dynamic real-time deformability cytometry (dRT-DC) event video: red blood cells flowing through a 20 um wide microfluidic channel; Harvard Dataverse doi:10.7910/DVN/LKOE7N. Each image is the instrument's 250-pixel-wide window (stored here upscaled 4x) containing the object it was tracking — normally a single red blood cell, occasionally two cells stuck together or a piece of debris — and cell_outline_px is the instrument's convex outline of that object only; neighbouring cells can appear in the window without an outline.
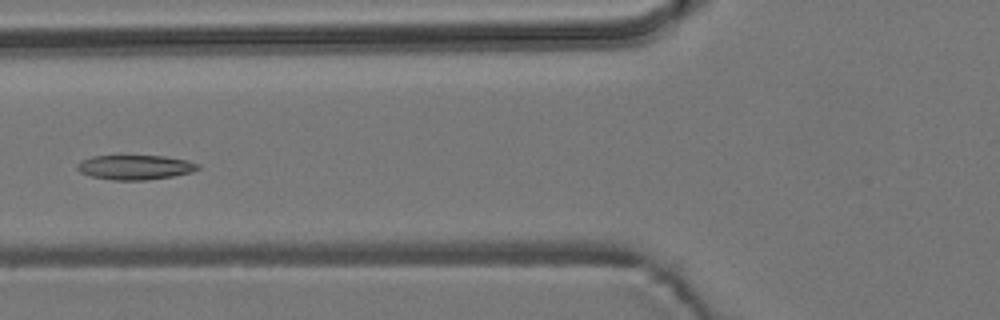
{"species": "common noctule bat (a hibernating species)", "species_latin": "Nyctalus noctula", "temperature_condition": "room temperature", "stored_images_in_passage": 4, "camera_frame_rate_fps": 3000, "um_per_image_px": 0.085, "animal": {"sex": "male", "body_mass_g": 19.2, "forearm_length_mm": 51.8}, "frame": {"image": 1, "passage_image": 4, "time_ms": 5.0, "image_size_px": [1000, 320], "cell_outline_px": [[200, 168], [192, 172], [172, 176], [144, 180], [112, 180], [92, 176], [80, 172], [76, 168], [76, 164], [80, 160], [92, 156], [164, 156], [188, 160], [200, 164]], "centroid_in_image_um": [11.48, 14.21], "position_along_channel_um": 114.3, "area_um2": 17.34}}